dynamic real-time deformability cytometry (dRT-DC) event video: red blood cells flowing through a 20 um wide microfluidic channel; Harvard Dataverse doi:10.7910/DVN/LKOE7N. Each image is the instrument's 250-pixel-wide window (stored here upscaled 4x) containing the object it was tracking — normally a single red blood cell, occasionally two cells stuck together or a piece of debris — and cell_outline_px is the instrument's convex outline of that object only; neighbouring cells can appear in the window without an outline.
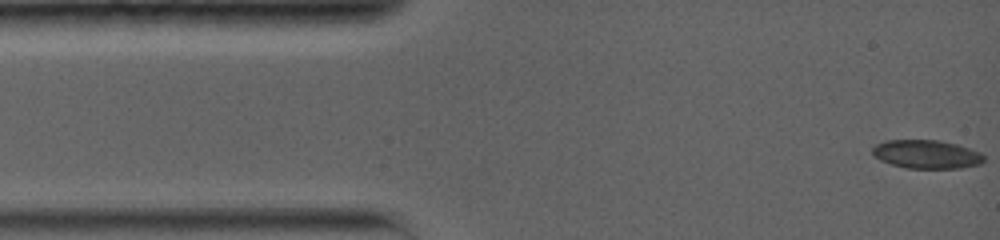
{"species": "common noctule bat (a hibernating species)", "species_latin": "Nyctalus noctula", "temperature_condition": "warm", "stored_images_in_passage": 63, "camera_frame_rate_fps": 5000, "um_per_image_px": 0.085, "animal": {"sex": "female", "body_mass_g": 19.0, "forearm_length_mm": 56.7}, "frame": {"image": 1, "passage_image": 1, "time_ms": 0.0, "image_size_px": [1000, 240], "cell_outline_px": [[984, 160], [980, 164], [960, 168], [908, 168], [892, 164], [880, 160], [872, 152], [872, 148], [876, 144], [888, 140], [940, 140], [956, 144], [980, 152], [984, 156]], "centroid_in_image_um": [78.77, 13.11], "position_along_channel_um": 6.2, "area_um2": 18.38}}
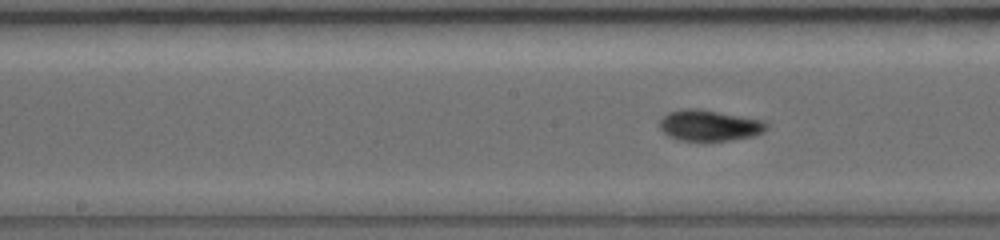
{"frame": {"image": 2, "passage_image": 28, "time_ms": 6.8, "image_size_px": [1000, 240], "cell_outline_px": [[768, 128], [764, 132], [756, 136], [728, 140], [676, 140], [668, 136], [660, 128], [660, 120], [668, 112], [684, 108], [696, 108], [764, 120], [768, 124]], "centroid_in_image_um": [60.32, 10.66], "position_along_channel_um": 187.9, "area_um2": 19.31}}
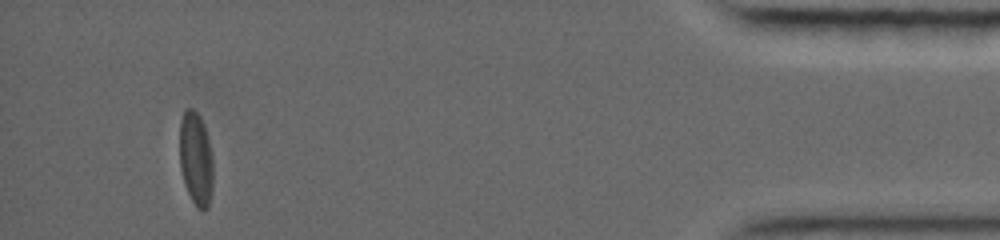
{"frame": {"image": 3, "passage_image": 54, "time_ms": 15.0, "image_size_px": [1000, 240], "cell_outline_px": [[212, 188], [208, 208], [204, 212], [196, 208], [184, 184], [180, 168], [180, 120], [184, 108], [192, 108], [200, 116], [204, 124], [208, 136], [212, 156]], "centroid_in_image_um": [16.64, 13.49], "position_along_channel_um": 418.6, "area_um2": 18.55}, "authors_computed_cell_mechanics": {"area_um2": 18.5538, "velocity_mm_per_s": 3.8075, "shape_relaxation_time_tau1_ms": 3.8463, "shape_relaxation_time_tau2_ms": 3.0126, "deformation_change_tau1": 0.123, "deformation_change_tau2": 0.0697}}